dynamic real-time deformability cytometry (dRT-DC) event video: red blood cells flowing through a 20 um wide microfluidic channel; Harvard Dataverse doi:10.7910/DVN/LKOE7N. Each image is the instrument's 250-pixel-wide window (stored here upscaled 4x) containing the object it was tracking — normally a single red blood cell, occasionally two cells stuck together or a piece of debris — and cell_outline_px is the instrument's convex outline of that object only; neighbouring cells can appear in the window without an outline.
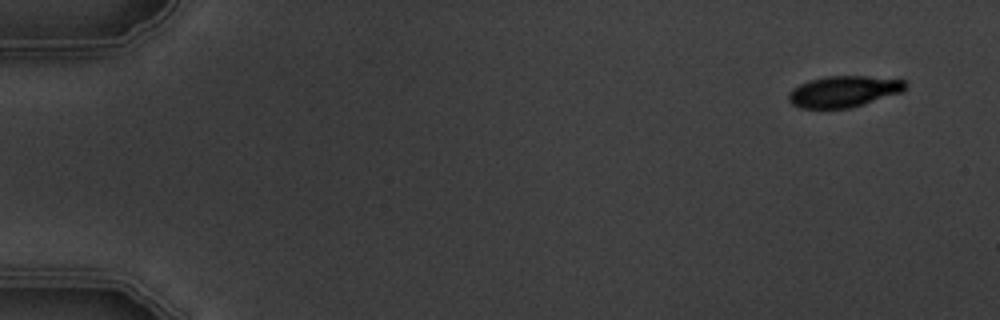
{"species": "common noctule bat (a hibernating species)", "species_latin": "Nyctalus noctula", "temperature_condition": "warm", "stored_images_in_passage": 5, "segment_of_instrument_passage": [1, 2], "camera_frame_rate_fps": 3000, "um_per_image_px": 0.085, "animal": {"sex": "male", "body_mass_g": 19.5, "forearm_length_mm": 54.6}, "frame": {"image": 1, "passage_image": 1, "time_ms": 0.0, "image_size_px": [1000, 320], "cell_outline_px": [[908, 84], [900, 92], [852, 108], [800, 108], [792, 104], [788, 100], [788, 92], [792, 88], [808, 80], [824, 76], [868, 76], [904, 80]], "centroid_in_image_um": [71.66, 7.77], "position_along_channel_um": 13.3, "area_um2": 21.27}}
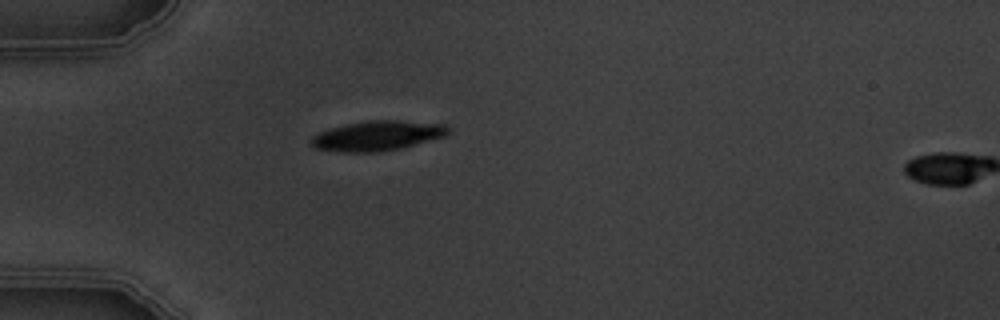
{"frame": {"image": 2, "passage_image": 4, "time_ms": 4.333, "image_size_px": [1000, 320], "cell_outline_px": [[452, 132], [448, 136], [400, 148], [376, 152], [340, 152], [316, 148], [308, 144], [308, 140], [312, 136], [328, 128], [368, 120], [396, 120], [448, 124], [452, 128]], "centroid_in_image_um": [32.12, 11.53], "position_along_channel_um": 52.9, "area_um2": 24.28}}